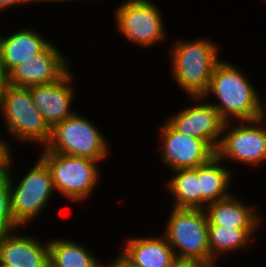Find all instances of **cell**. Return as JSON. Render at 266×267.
<instances>
[{"instance_id": "18", "label": "cell", "mask_w": 266, "mask_h": 267, "mask_svg": "<svg viewBox=\"0 0 266 267\" xmlns=\"http://www.w3.org/2000/svg\"><path fill=\"white\" fill-rule=\"evenodd\" d=\"M215 155L209 162L198 166V181L202 193V210L216 201L232 195L230 190L233 172Z\"/></svg>"}, {"instance_id": "21", "label": "cell", "mask_w": 266, "mask_h": 267, "mask_svg": "<svg viewBox=\"0 0 266 267\" xmlns=\"http://www.w3.org/2000/svg\"><path fill=\"white\" fill-rule=\"evenodd\" d=\"M171 178L167 180L166 188L173 197V208L201 209L202 193L198 181V167L171 171Z\"/></svg>"}, {"instance_id": "30", "label": "cell", "mask_w": 266, "mask_h": 267, "mask_svg": "<svg viewBox=\"0 0 266 267\" xmlns=\"http://www.w3.org/2000/svg\"><path fill=\"white\" fill-rule=\"evenodd\" d=\"M100 267H110V262L107 265L103 264Z\"/></svg>"}, {"instance_id": "25", "label": "cell", "mask_w": 266, "mask_h": 267, "mask_svg": "<svg viewBox=\"0 0 266 267\" xmlns=\"http://www.w3.org/2000/svg\"><path fill=\"white\" fill-rule=\"evenodd\" d=\"M8 86H9L8 72L6 71L4 65L0 61V98Z\"/></svg>"}, {"instance_id": "31", "label": "cell", "mask_w": 266, "mask_h": 267, "mask_svg": "<svg viewBox=\"0 0 266 267\" xmlns=\"http://www.w3.org/2000/svg\"><path fill=\"white\" fill-rule=\"evenodd\" d=\"M0 267H9V266H6V265H2V264H0Z\"/></svg>"}, {"instance_id": "11", "label": "cell", "mask_w": 266, "mask_h": 267, "mask_svg": "<svg viewBox=\"0 0 266 267\" xmlns=\"http://www.w3.org/2000/svg\"><path fill=\"white\" fill-rule=\"evenodd\" d=\"M190 98L194 105L182 108L166 121L180 133L206 141L217 151L225 121L211 102L204 101L202 96Z\"/></svg>"}, {"instance_id": "13", "label": "cell", "mask_w": 266, "mask_h": 267, "mask_svg": "<svg viewBox=\"0 0 266 267\" xmlns=\"http://www.w3.org/2000/svg\"><path fill=\"white\" fill-rule=\"evenodd\" d=\"M71 70L54 83L28 87L34 105L51 129L75 113L71 110L76 96L75 87L72 86L75 77Z\"/></svg>"}, {"instance_id": "28", "label": "cell", "mask_w": 266, "mask_h": 267, "mask_svg": "<svg viewBox=\"0 0 266 267\" xmlns=\"http://www.w3.org/2000/svg\"><path fill=\"white\" fill-rule=\"evenodd\" d=\"M266 102V100H265ZM261 101L260 117L259 119L266 124V103Z\"/></svg>"}, {"instance_id": "1", "label": "cell", "mask_w": 266, "mask_h": 267, "mask_svg": "<svg viewBox=\"0 0 266 267\" xmlns=\"http://www.w3.org/2000/svg\"><path fill=\"white\" fill-rule=\"evenodd\" d=\"M243 70L221 60L210 79V84L203 98L207 100L211 94L219 103H211L225 122L253 121L260 117L261 99L252 80Z\"/></svg>"}, {"instance_id": "22", "label": "cell", "mask_w": 266, "mask_h": 267, "mask_svg": "<svg viewBox=\"0 0 266 267\" xmlns=\"http://www.w3.org/2000/svg\"><path fill=\"white\" fill-rule=\"evenodd\" d=\"M21 228L11 212L9 179L4 170H0V235Z\"/></svg>"}, {"instance_id": "3", "label": "cell", "mask_w": 266, "mask_h": 267, "mask_svg": "<svg viewBox=\"0 0 266 267\" xmlns=\"http://www.w3.org/2000/svg\"><path fill=\"white\" fill-rule=\"evenodd\" d=\"M12 155L4 169L9 179L11 212L16 223L25 228L41 215L56 191L49 167L39 156L20 182L14 183L13 172L10 171L15 160Z\"/></svg>"}, {"instance_id": "5", "label": "cell", "mask_w": 266, "mask_h": 267, "mask_svg": "<svg viewBox=\"0 0 266 267\" xmlns=\"http://www.w3.org/2000/svg\"><path fill=\"white\" fill-rule=\"evenodd\" d=\"M41 149L38 156L49 167L55 191L68 202L70 200L74 203L87 201L100 182L99 163L101 161L54 153L45 147Z\"/></svg>"}, {"instance_id": "10", "label": "cell", "mask_w": 266, "mask_h": 267, "mask_svg": "<svg viewBox=\"0 0 266 267\" xmlns=\"http://www.w3.org/2000/svg\"><path fill=\"white\" fill-rule=\"evenodd\" d=\"M158 128L161 132L160 162L171 171L196 168L216 155V151L206 141L180 133L166 120Z\"/></svg>"}, {"instance_id": "29", "label": "cell", "mask_w": 266, "mask_h": 267, "mask_svg": "<svg viewBox=\"0 0 266 267\" xmlns=\"http://www.w3.org/2000/svg\"><path fill=\"white\" fill-rule=\"evenodd\" d=\"M69 1H71V2H73V1H76L77 2V0H36V2L37 3H47V2H49V3H64V2H69ZM80 1V0H79Z\"/></svg>"}, {"instance_id": "14", "label": "cell", "mask_w": 266, "mask_h": 267, "mask_svg": "<svg viewBox=\"0 0 266 267\" xmlns=\"http://www.w3.org/2000/svg\"><path fill=\"white\" fill-rule=\"evenodd\" d=\"M16 230L0 235V264L9 267H50L48 240L20 234ZM43 242V243H42Z\"/></svg>"}, {"instance_id": "16", "label": "cell", "mask_w": 266, "mask_h": 267, "mask_svg": "<svg viewBox=\"0 0 266 267\" xmlns=\"http://www.w3.org/2000/svg\"><path fill=\"white\" fill-rule=\"evenodd\" d=\"M244 200L234 196V193L223 200L208 204L204 211L208 225H220L233 228H260L262 216L256 206L246 204Z\"/></svg>"}, {"instance_id": "20", "label": "cell", "mask_w": 266, "mask_h": 267, "mask_svg": "<svg viewBox=\"0 0 266 267\" xmlns=\"http://www.w3.org/2000/svg\"><path fill=\"white\" fill-rule=\"evenodd\" d=\"M50 267H100L102 262L85 245L73 239L52 238L48 240Z\"/></svg>"}, {"instance_id": "15", "label": "cell", "mask_w": 266, "mask_h": 267, "mask_svg": "<svg viewBox=\"0 0 266 267\" xmlns=\"http://www.w3.org/2000/svg\"><path fill=\"white\" fill-rule=\"evenodd\" d=\"M125 243L120 257L131 267H173L177 258L167 239L159 236L132 237Z\"/></svg>"}, {"instance_id": "26", "label": "cell", "mask_w": 266, "mask_h": 267, "mask_svg": "<svg viewBox=\"0 0 266 267\" xmlns=\"http://www.w3.org/2000/svg\"><path fill=\"white\" fill-rule=\"evenodd\" d=\"M173 267H208L198 262L178 261Z\"/></svg>"}, {"instance_id": "23", "label": "cell", "mask_w": 266, "mask_h": 267, "mask_svg": "<svg viewBox=\"0 0 266 267\" xmlns=\"http://www.w3.org/2000/svg\"><path fill=\"white\" fill-rule=\"evenodd\" d=\"M1 135V134H0ZM0 137V170H4L9 162L12 150L9 147L10 144H7L8 141L2 140Z\"/></svg>"}, {"instance_id": "2", "label": "cell", "mask_w": 266, "mask_h": 267, "mask_svg": "<svg viewBox=\"0 0 266 267\" xmlns=\"http://www.w3.org/2000/svg\"><path fill=\"white\" fill-rule=\"evenodd\" d=\"M170 48L171 74L188 97L204 96L220 58V49L208 37L175 40Z\"/></svg>"}, {"instance_id": "7", "label": "cell", "mask_w": 266, "mask_h": 267, "mask_svg": "<svg viewBox=\"0 0 266 267\" xmlns=\"http://www.w3.org/2000/svg\"><path fill=\"white\" fill-rule=\"evenodd\" d=\"M77 112L51 129V137L45 148L68 156L98 161L108 159L111 152L106 134L93 121Z\"/></svg>"}, {"instance_id": "27", "label": "cell", "mask_w": 266, "mask_h": 267, "mask_svg": "<svg viewBox=\"0 0 266 267\" xmlns=\"http://www.w3.org/2000/svg\"><path fill=\"white\" fill-rule=\"evenodd\" d=\"M110 267H131L128 263H126L119 255L115 257V259L110 262Z\"/></svg>"}, {"instance_id": "6", "label": "cell", "mask_w": 266, "mask_h": 267, "mask_svg": "<svg viewBox=\"0 0 266 267\" xmlns=\"http://www.w3.org/2000/svg\"><path fill=\"white\" fill-rule=\"evenodd\" d=\"M1 118L5 129L15 141L45 147L51 137V128L34 105L30 89L9 85L0 98Z\"/></svg>"}, {"instance_id": "4", "label": "cell", "mask_w": 266, "mask_h": 267, "mask_svg": "<svg viewBox=\"0 0 266 267\" xmlns=\"http://www.w3.org/2000/svg\"><path fill=\"white\" fill-rule=\"evenodd\" d=\"M162 235L178 261L198 262L210 267L208 218L201 209L173 208Z\"/></svg>"}, {"instance_id": "19", "label": "cell", "mask_w": 266, "mask_h": 267, "mask_svg": "<svg viewBox=\"0 0 266 267\" xmlns=\"http://www.w3.org/2000/svg\"><path fill=\"white\" fill-rule=\"evenodd\" d=\"M259 228H233L220 225H208L210 267H217V259L225 254L241 251L252 244Z\"/></svg>"}, {"instance_id": "17", "label": "cell", "mask_w": 266, "mask_h": 267, "mask_svg": "<svg viewBox=\"0 0 266 267\" xmlns=\"http://www.w3.org/2000/svg\"><path fill=\"white\" fill-rule=\"evenodd\" d=\"M33 28H22L10 35L0 33V61L7 72L41 53L51 42Z\"/></svg>"}, {"instance_id": "24", "label": "cell", "mask_w": 266, "mask_h": 267, "mask_svg": "<svg viewBox=\"0 0 266 267\" xmlns=\"http://www.w3.org/2000/svg\"><path fill=\"white\" fill-rule=\"evenodd\" d=\"M31 3H37L36 0H0V12L6 9V11L17 6L30 5Z\"/></svg>"}, {"instance_id": "8", "label": "cell", "mask_w": 266, "mask_h": 267, "mask_svg": "<svg viewBox=\"0 0 266 267\" xmlns=\"http://www.w3.org/2000/svg\"><path fill=\"white\" fill-rule=\"evenodd\" d=\"M151 0H126L114 13L116 31L139 47H151L169 37L160 8Z\"/></svg>"}, {"instance_id": "12", "label": "cell", "mask_w": 266, "mask_h": 267, "mask_svg": "<svg viewBox=\"0 0 266 267\" xmlns=\"http://www.w3.org/2000/svg\"><path fill=\"white\" fill-rule=\"evenodd\" d=\"M71 63L51 41L41 53L23 61L8 72L9 85L28 88L54 83L71 69Z\"/></svg>"}, {"instance_id": "9", "label": "cell", "mask_w": 266, "mask_h": 267, "mask_svg": "<svg viewBox=\"0 0 266 267\" xmlns=\"http://www.w3.org/2000/svg\"><path fill=\"white\" fill-rule=\"evenodd\" d=\"M225 122L216 155L224 162L258 167L266 161V126L260 120ZM235 126H234V125Z\"/></svg>"}]
</instances>
